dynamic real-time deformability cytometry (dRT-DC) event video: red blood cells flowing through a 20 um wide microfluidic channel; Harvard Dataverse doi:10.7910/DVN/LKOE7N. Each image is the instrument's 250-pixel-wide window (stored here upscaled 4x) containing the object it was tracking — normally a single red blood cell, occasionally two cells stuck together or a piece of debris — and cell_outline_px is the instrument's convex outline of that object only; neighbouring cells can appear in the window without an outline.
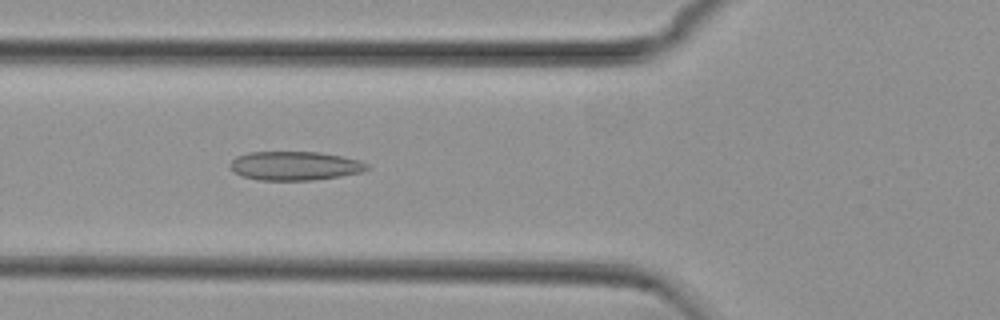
{"species": "common noctule bat (a hibernating species)", "species_latin": "Nyctalus noctula", "temperature_condition": "cold", "stored_images_in_passage": 46, "camera_frame_rate_fps": 3000, "um_per_image_px": 0.085, "animal": {"sex": "female", "body_mass_g": 29.2, "forearm_length_mm": 56.3}, "frame": {"image": 1, "passage_image": 12, "time_ms": 3.667, "image_size_px": [1000, 320], "cell_outline_px": [[368, 168], [360, 172], [340, 176], [312, 180], [260, 180], [244, 176], [236, 172], [228, 164], [236, 156], [248, 152], [320, 152], [360, 160], [368, 164]], "centroid_in_image_um": [25.06, 14.08], "position_along_channel_um": 100.7, "area_um2": 22.83}}
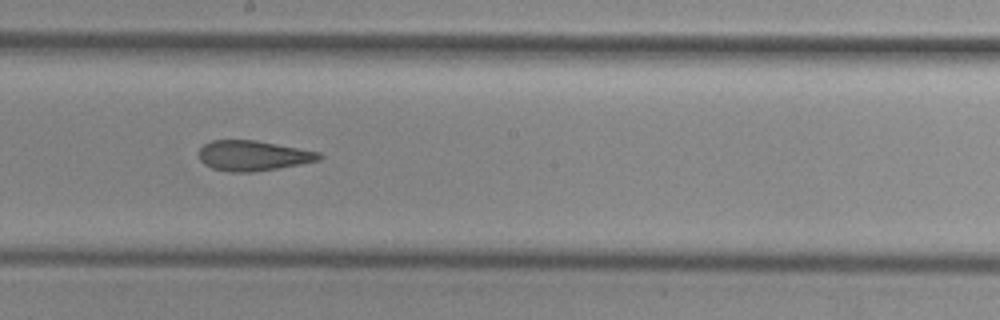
{"frame": {"image": 2, "passage_image": 22, "time_ms": 7.0, "image_size_px": [1000, 320], "cell_outline_px": [[324, 156], [320, 160], [280, 168], [252, 172], [228, 172], [212, 168], [204, 164], [200, 160], [196, 152], [204, 144], [212, 140], [256, 140], [320, 152]], "centroid_in_image_um": [21.49, 13.23], "position_along_channel_um": 226.7, "area_um2": 21.39}}
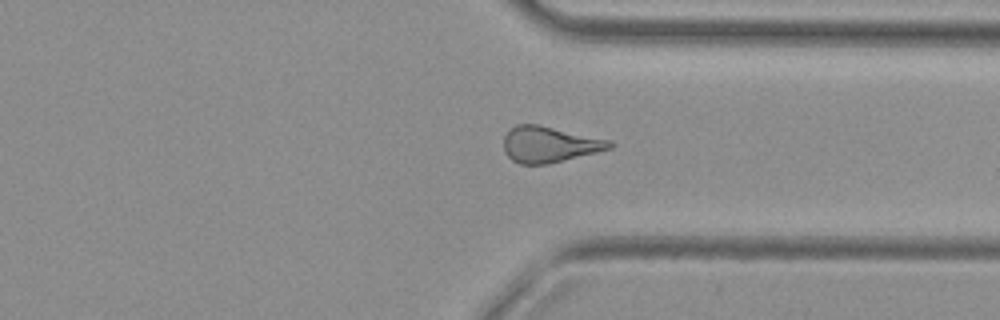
{"frame": {"image": 3, "passage_image": 33, "time_ms": 10.667, "image_size_px": [1000, 320], "cell_outline_px": [[616, 144], [612, 148], [548, 164], [520, 164], [512, 160], [504, 152], [504, 136], [508, 128], [516, 124], [540, 124], [612, 140]], "centroid_in_image_um": [46.7, 12.25], "position_along_channel_um": 364.7, "area_um2": 22.54}, "authors_computed_cell_mechanics": {"area_um2": 22.0796, "velocity_mm_per_s": 3.7729, "shape_relaxation_time_tau1_ms": null, "shape_relaxation_time_tau2_ms": 3.0541, "deformation_change_tau1": null, "deformation_change_tau2": 0.12}}